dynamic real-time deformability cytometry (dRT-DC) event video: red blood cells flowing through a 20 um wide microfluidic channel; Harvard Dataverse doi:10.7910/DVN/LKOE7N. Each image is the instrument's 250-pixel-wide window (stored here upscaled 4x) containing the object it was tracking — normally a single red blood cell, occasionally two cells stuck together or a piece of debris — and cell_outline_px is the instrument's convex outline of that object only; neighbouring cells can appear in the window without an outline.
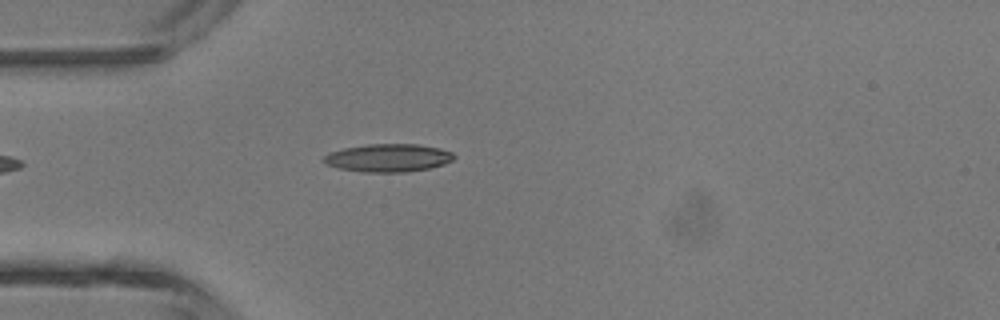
{"species": "common noctule bat (a hibernating species)", "species_latin": "Nyctalus noctula", "temperature_condition": "room temperature", "stored_images_in_passage": 3, "camera_frame_rate_fps": 3000, "um_per_image_px": 0.085, "animal": {"sex": "male", "body_mass_g": 13.3}, "frame": {"image": 1, "passage_image": 3, "time_ms": 2.333, "image_size_px": [1000, 320], "cell_outline_px": [[456, 156], [452, 160], [444, 164], [428, 168], [408, 172], [360, 172], [340, 168], [324, 164], [320, 160], [328, 152], [344, 148], [368, 144], [416, 144], [440, 148], [452, 152]], "centroid_in_image_um": [32.96, 13.42], "position_along_channel_um": 52.0, "area_um2": 21.39}}